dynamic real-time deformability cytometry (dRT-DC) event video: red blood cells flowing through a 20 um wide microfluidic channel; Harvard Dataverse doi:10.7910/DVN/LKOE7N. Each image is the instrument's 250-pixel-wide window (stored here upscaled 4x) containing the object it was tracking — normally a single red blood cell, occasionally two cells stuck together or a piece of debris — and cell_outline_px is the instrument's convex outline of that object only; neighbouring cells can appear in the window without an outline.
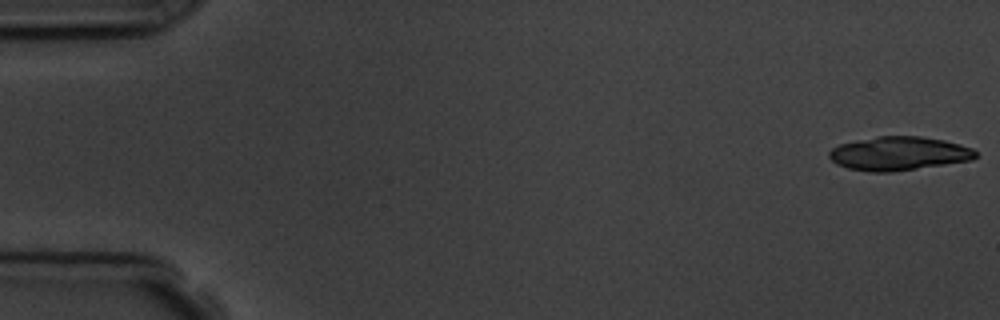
{"species": "common noctule bat (a hibernating species)", "species_latin": "Nyctalus noctula", "temperature_condition": "room temperature", "stored_images_in_passage": 8, "camera_frame_rate_fps": 3000, "um_per_image_px": 0.085, "animal": {"sex": "male", "body_mass_g": 19.5, "forearm_length_mm": 54.6}, "frame": {"image": 1, "passage_image": 1, "time_ms": 0.0, "image_size_px": [1000, 320], "cell_outline_px": [[976, 156], [972, 160], [892, 172], [868, 172], [848, 168], [836, 164], [828, 156], [828, 152], [832, 148], [840, 144], [856, 140], [876, 136], [920, 136], [944, 140], [960, 144], [972, 148], [976, 152]], "centroid_in_image_um": [76.37, 13.05], "position_along_channel_um": 8.6, "area_um2": 28.84}}